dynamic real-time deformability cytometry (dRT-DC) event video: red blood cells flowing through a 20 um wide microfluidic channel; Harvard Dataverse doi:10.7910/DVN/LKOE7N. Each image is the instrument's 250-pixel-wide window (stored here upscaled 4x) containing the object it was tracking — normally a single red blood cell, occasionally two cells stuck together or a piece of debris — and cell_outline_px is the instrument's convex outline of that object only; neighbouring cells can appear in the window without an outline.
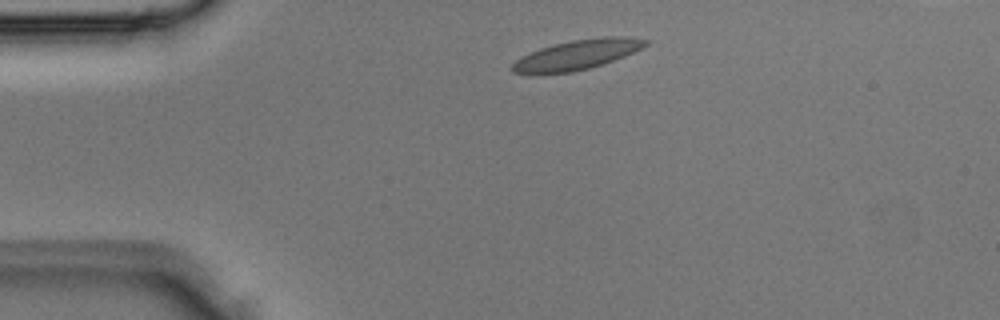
{"species": "Egyptian fruit bat (a non-hibernating species)", "species_latin": "Rousettus aegyptiacus", "temperature_condition": "room temperature", "stored_images_in_passage": 3, "camera_frame_rate_fps": 3000, "um_per_image_px": 0.085, "animal": {"sex": "male"}, "frame": {"image": 1, "passage_image": 1, "time_ms": 0.0, "image_size_px": [1000, 320], "cell_outline_px": [[652, 40], [648, 44], [624, 56], [588, 68], [572, 72], [540, 76], [512, 72], [512, 64], [520, 56], [528, 52], [540, 48], [572, 40], [604, 36], [628, 36]], "centroid_in_image_um": [48.98, 4.67], "position_along_channel_um": 36.0, "area_um2": 23.47}}